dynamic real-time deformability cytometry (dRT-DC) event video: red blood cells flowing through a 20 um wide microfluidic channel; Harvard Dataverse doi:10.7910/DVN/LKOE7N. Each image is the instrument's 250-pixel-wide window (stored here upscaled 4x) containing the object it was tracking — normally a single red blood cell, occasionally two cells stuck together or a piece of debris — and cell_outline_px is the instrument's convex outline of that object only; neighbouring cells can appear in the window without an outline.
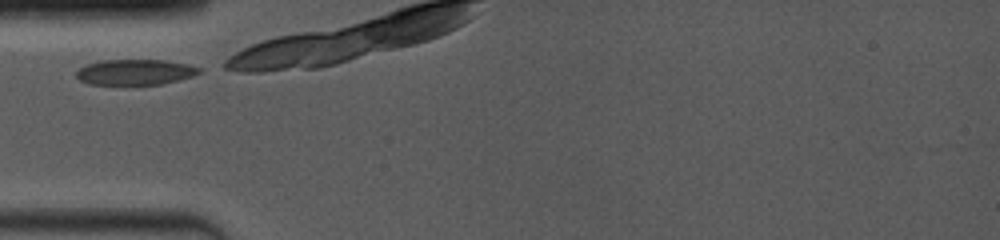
{"species": "common noctule bat (a hibernating species)", "species_latin": "Nyctalus noctula", "temperature_condition": "room temperature", "stored_images_in_passage": 13, "camera_frame_rate_fps": 4000, "um_per_image_px": 0.085, "animal": {"sex": "female", "body_mass_g": 19.0, "forearm_length_mm": 53.3}, "frame": {"image": 1, "passage_image": 1, "time_ms": 0.0, "image_size_px": [1000, 240], "cell_outline_px": [[204, 72], [192, 76], [160, 84], [88, 84], [80, 80], [76, 76], [76, 72], [80, 68], [88, 64], [100, 60], [164, 60], [188, 64], [204, 68]], "centroid_in_image_um": [11.53, 6.12], "position_along_channel_um": 73.5, "area_um2": 18.26}}